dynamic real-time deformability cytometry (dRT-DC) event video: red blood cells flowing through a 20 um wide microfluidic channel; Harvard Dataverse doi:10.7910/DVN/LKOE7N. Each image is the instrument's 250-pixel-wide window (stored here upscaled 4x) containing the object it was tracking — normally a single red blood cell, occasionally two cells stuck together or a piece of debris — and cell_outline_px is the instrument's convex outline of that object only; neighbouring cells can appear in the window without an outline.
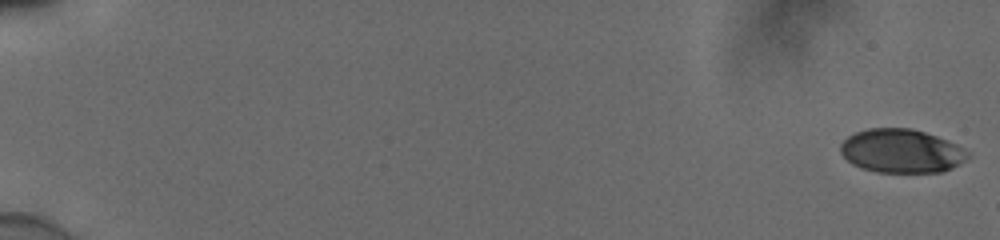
{"species": "human", "species_latin": "Homo sapiens", "temperature_condition": "cold", "stored_images_in_passage": 18, "camera_frame_rate_fps": 3000, "um_per_image_px": 0.085, "donor": {"sex": "male"}, "frame": {"image": 1, "passage_image": 1, "time_ms": 0.0, "image_size_px": [1000, 240], "cell_outline_px": [[968, 156], [964, 160], [952, 168], [940, 172], [876, 172], [860, 168], [852, 164], [840, 152], [840, 144], [848, 136], [856, 132], [868, 128], [912, 128], [936, 136], [956, 144], [968, 152]], "centroid_in_image_um": [76.58, 12.83], "position_along_channel_um": 8.4, "area_um2": 32.25}}
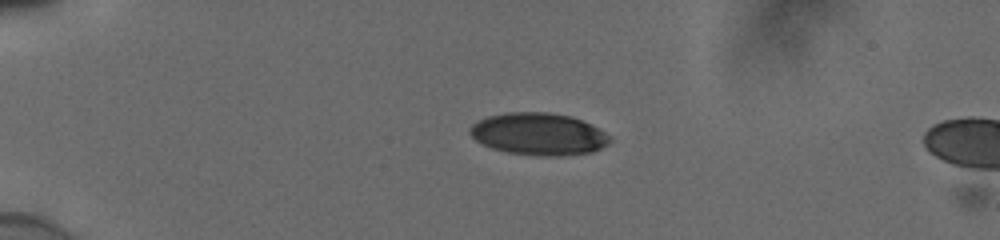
{"frame": {"image": 2, "passage_image": 15, "time_ms": 4.667, "image_size_px": [1000, 240], "cell_outline_px": [[612, 140], [608, 144], [592, 152], [560, 156], [540, 156], [508, 152], [492, 148], [476, 140], [468, 132], [468, 128], [476, 120], [488, 116], [508, 112], [548, 112], [572, 116], [600, 128]], "centroid_in_image_um": [45.77, 11.38], "position_along_channel_um": 39.2, "area_um2": 34.51}}